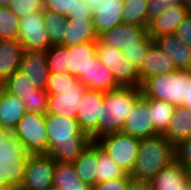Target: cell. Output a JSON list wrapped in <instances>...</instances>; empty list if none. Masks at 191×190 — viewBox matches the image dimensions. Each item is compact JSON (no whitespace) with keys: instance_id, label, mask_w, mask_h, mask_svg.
<instances>
[{"instance_id":"obj_48","label":"cell","mask_w":191,"mask_h":190,"mask_svg":"<svg viewBox=\"0 0 191 190\" xmlns=\"http://www.w3.org/2000/svg\"><path fill=\"white\" fill-rule=\"evenodd\" d=\"M89 6L90 8L93 10L94 8H96V6L103 0H84Z\"/></svg>"},{"instance_id":"obj_34","label":"cell","mask_w":191,"mask_h":190,"mask_svg":"<svg viewBox=\"0 0 191 190\" xmlns=\"http://www.w3.org/2000/svg\"><path fill=\"white\" fill-rule=\"evenodd\" d=\"M20 18L9 7L0 6V40L18 39Z\"/></svg>"},{"instance_id":"obj_10","label":"cell","mask_w":191,"mask_h":190,"mask_svg":"<svg viewBox=\"0 0 191 190\" xmlns=\"http://www.w3.org/2000/svg\"><path fill=\"white\" fill-rule=\"evenodd\" d=\"M56 162L48 154H29L21 190H48L53 186Z\"/></svg>"},{"instance_id":"obj_26","label":"cell","mask_w":191,"mask_h":190,"mask_svg":"<svg viewBox=\"0 0 191 190\" xmlns=\"http://www.w3.org/2000/svg\"><path fill=\"white\" fill-rule=\"evenodd\" d=\"M163 135L175 146L191 136V110L176 106L172 120Z\"/></svg>"},{"instance_id":"obj_6","label":"cell","mask_w":191,"mask_h":190,"mask_svg":"<svg viewBox=\"0 0 191 190\" xmlns=\"http://www.w3.org/2000/svg\"><path fill=\"white\" fill-rule=\"evenodd\" d=\"M96 53L101 64L111 70L117 84L120 87L140 88L139 68L126 59L122 51L110 44L96 40Z\"/></svg>"},{"instance_id":"obj_20","label":"cell","mask_w":191,"mask_h":190,"mask_svg":"<svg viewBox=\"0 0 191 190\" xmlns=\"http://www.w3.org/2000/svg\"><path fill=\"white\" fill-rule=\"evenodd\" d=\"M176 70L173 60L153 43L147 52L143 65L139 68L140 88L148 78Z\"/></svg>"},{"instance_id":"obj_2","label":"cell","mask_w":191,"mask_h":190,"mask_svg":"<svg viewBox=\"0 0 191 190\" xmlns=\"http://www.w3.org/2000/svg\"><path fill=\"white\" fill-rule=\"evenodd\" d=\"M175 159V145L163 134L140 139L138 156L129 175L135 180L151 181Z\"/></svg>"},{"instance_id":"obj_29","label":"cell","mask_w":191,"mask_h":190,"mask_svg":"<svg viewBox=\"0 0 191 190\" xmlns=\"http://www.w3.org/2000/svg\"><path fill=\"white\" fill-rule=\"evenodd\" d=\"M2 88L8 93L19 97L23 102L24 98L38 96V89L20 69L9 76L2 84Z\"/></svg>"},{"instance_id":"obj_42","label":"cell","mask_w":191,"mask_h":190,"mask_svg":"<svg viewBox=\"0 0 191 190\" xmlns=\"http://www.w3.org/2000/svg\"><path fill=\"white\" fill-rule=\"evenodd\" d=\"M181 0H149L147 4L148 10V27L150 22L158 17L166 7L181 3Z\"/></svg>"},{"instance_id":"obj_50","label":"cell","mask_w":191,"mask_h":190,"mask_svg":"<svg viewBox=\"0 0 191 190\" xmlns=\"http://www.w3.org/2000/svg\"><path fill=\"white\" fill-rule=\"evenodd\" d=\"M183 5L187 8L189 12H191V0H181Z\"/></svg>"},{"instance_id":"obj_24","label":"cell","mask_w":191,"mask_h":190,"mask_svg":"<svg viewBox=\"0 0 191 190\" xmlns=\"http://www.w3.org/2000/svg\"><path fill=\"white\" fill-rule=\"evenodd\" d=\"M190 178V172L176 159L150 181L152 190H178Z\"/></svg>"},{"instance_id":"obj_33","label":"cell","mask_w":191,"mask_h":190,"mask_svg":"<svg viewBox=\"0 0 191 190\" xmlns=\"http://www.w3.org/2000/svg\"><path fill=\"white\" fill-rule=\"evenodd\" d=\"M44 26L50 37L52 45H59L63 41L66 17L63 14L43 10Z\"/></svg>"},{"instance_id":"obj_49","label":"cell","mask_w":191,"mask_h":190,"mask_svg":"<svg viewBox=\"0 0 191 190\" xmlns=\"http://www.w3.org/2000/svg\"><path fill=\"white\" fill-rule=\"evenodd\" d=\"M178 190H191V177Z\"/></svg>"},{"instance_id":"obj_23","label":"cell","mask_w":191,"mask_h":190,"mask_svg":"<svg viewBox=\"0 0 191 190\" xmlns=\"http://www.w3.org/2000/svg\"><path fill=\"white\" fill-rule=\"evenodd\" d=\"M27 112L24 102L17 96L0 89V126L12 132Z\"/></svg>"},{"instance_id":"obj_4","label":"cell","mask_w":191,"mask_h":190,"mask_svg":"<svg viewBox=\"0 0 191 190\" xmlns=\"http://www.w3.org/2000/svg\"><path fill=\"white\" fill-rule=\"evenodd\" d=\"M191 70H176L148 78L142 85V94L150 99L164 100L182 106L189 95Z\"/></svg>"},{"instance_id":"obj_3","label":"cell","mask_w":191,"mask_h":190,"mask_svg":"<svg viewBox=\"0 0 191 190\" xmlns=\"http://www.w3.org/2000/svg\"><path fill=\"white\" fill-rule=\"evenodd\" d=\"M141 95V88L136 87H118L106 91L104 111L97 126V139L111 133L122 132L124 122Z\"/></svg>"},{"instance_id":"obj_38","label":"cell","mask_w":191,"mask_h":190,"mask_svg":"<svg viewBox=\"0 0 191 190\" xmlns=\"http://www.w3.org/2000/svg\"><path fill=\"white\" fill-rule=\"evenodd\" d=\"M49 73H67L66 71V47L52 45L46 51Z\"/></svg>"},{"instance_id":"obj_47","label":"cell","mask_w":191,"mask_h":190,"mask_svg":"<svg viewBox=\"0 0 191 190\" xmlns=\"http://www.w3.org/2000/svg\"><path fill=\"white\" fill-rule=\"evenodd\" d=\"M11 132L6 129L3 128L2 126H0V143L6 138V136H8Z\"/></svg>"},{"instance_id":"obj_13","label":"cell","mask_w":191,"mask_h":190,"mask_svg":"<svg viewBox=\"0 0 191 190\" xmlns=\"http://www.w3.org/2000/svg\"><path fill=\"white\" fill-rule=\"evenodd\" d=\"M122 132L137 139L159 134L154 127L150 114L149 98L142 94L136 100L133 111L124 122Z\"/></svg>"},{"instance_id":"obj_9","label":"cell","mask_w":191,"mask_h":190,"mask_svg":"<svg viewBox=\"0 0 191 190\" xmlns=\"http://www.w3.org/2000/svg\"><path fill=\"white\" fill-rule=\"evenodd\" d=\"M98 62L96 41L66 47V71L76 77L87 89L92 88V72Z\"/></svg>"},{"instance_id":"obj_11","label":"cell","mask_w":191,"mask_h":190,"mask_svg":"<svg viewBox=\"0 0 191 190\" xmlns=\"http://www.w3.org/2000/svg\"><path fill=\"white\" fill-rule=\"evenodd\" d=\"M18 40L25 51H47L51 40L44 26L43 11H35L20 19Z\"/></svg>"},{"instance_id":"obj_39","label":"cell","mask_w":191,"mask_h":190,"mask_svg":"<svg viewBox=\"0 0 191 190\" xmlns=\"http://www.w3.org/2000/svg\"><path fill=\"white\" fill-rule=\"evenodd\" d=\"M9 8L18 18H24L35 11H43V0H13Z\"/></svg>"},{"instance_id":"obj_12","label":"cell","mask_w":191,"mask_h":190,"mask_svg":"<svg viewBox=\"0 0 191 190\" xmlns=\"http://www.w3.org/2000/svg\"><path fill=\"white\" fill-rule=\"evenodd\" d=\"M104 94L87 89L80 100L76 120L81 131L90 136L92 141L97 140V126L104 111Z\"/></svg>"},{"instance_id":"obj_37","label":"cell","mask_w":191,"mask_h":190,"mask_svg":"<svg viewBox=\"0 0 191 190\" xmlns=\"http://www.w3.org/2000/svg\"><path fill=\"white\" fill-rule=\"evenodd\" d=\"M79 80L70 73H49L45 91L49 95L59 94V90L76 88Z\"/></svg>"},{"instance_id":"obj_53","label":"cell","mask_w":191,"mask_h":190,"mask_svg":"<svg viewBox=\"0 0 191 190\" xmlns=\"http://www.w3.org/2000/svg\"><path fill=\"white\" fill-rule=\"evenodd\" d=\"M48 190H59V189L54 186H51Z\"/></svg>"},{"instance_id":"obj_36","label":"cell","mask_w":191,"mask_h":190,"mask_svg":"<svg viewBox=\"0 0 191 190\" xmlns=\"http://www.w3.org/2000/svg\"><path fill=\"white\" fill-rule=\"evenodd\" d=\"M154 43V39L147 33L137 45L125 48L122 51L123 56L134 63L138 68L143 65L150 46Z\"/></svg>"},{"instance_id":"obj_15","label":"cell","mask_w":191,"mask_h":190,"mask_svg":"<svg viewBox=\"0 0 191 190\" xmlns=\"http://www.w3.org/2000/svg\"><path fill=\"white\" fill-rule=\"evenodd\" d=\"M86 90L87 87L80 82L76 88H66L59 90V94L49 95L47 113L76 118Z\"/></svg>"},{"instance_id":"obj_51","label":"cell","mask_w":191,"mask_h":190,"mask_svg":"<svg viewBox=\"0 0 191 190\" xmlns=\"http://www.w3.org/2000/svg\"><path fill=\"white\" fill-rule=\"evenodd\" d=\"M13 0H0V6L1 7H9L10 6V3L12 2Z\"/></svg>"},{"instance_id":"obj_30","label":"cell","mask_w":191,"mask_h":190,"mask_svg":"<svg viewBox=\"0 0 191 190\" xmlns=\"http://www.w3.org/2000/svg\"><path fill=\"white\" fill-rule=\"evenodd\" d=\"M97 163L96 183L121 179L128 174L112 160L99 144Z\"/></svg>"},{"instance_id":"obj_7","label":"cell","mask_w":191,"mask_h":190,"mask_svg":"<svg viewBox=\"0 0 191 190\" xmlns=\"http://www.w3.org/2000/svg\"><path fill=\"white\" fill-rule=\"evenodd\" d=\"M29 154H47L46 114L26 112L12 131Z\"/></svg>"},{"instance_id":"obj_40","label":"cell","mask_w":191,"mask_h":190,"mask_svg":"<svg viewBox=\"0 0 191 190\" xmlns=\"http://www.w3.org/2000/svg\"><path fill=\"white\" fill-rule=\"evenodd\" d=\"M49 94L45 89H38V96L24 98L27 112L46 114L48 109Z\"/></svg>"},{"instance_id":"obj_41","label":"cell","mask_w":191,"mask_h":190,"mask_svg":"<svg viewBox=\"0 0 191 190\" xmlns=\"http://www.w3.org/2000/svg\"><path fill=\"white\" fill-rule=\"evenodd\" d=\"M176 160L191 172V136L175 146Z\"/></svg>"},{"instance_id":"obj_21","label":"cell","mask_w":191,"mask_h":190,"mask_svg":"<svg viewBox=\"0 0 191 190\" xmlns=\"http://www.w3.org/2000/svg\"><path fill=\"white\" fill-rule=\"evenodd\" d=\"M97 39L92 18L66 19L63 41L59 45L70 47L83 42H93Z\"/></svg>"},{"instance_id":"obj_17","label":"cell","mask_w":191,"mask_h":190,"mask_svg":"<svg viewBox=\"0 0 191 190\" xmlns=\"http://www.w3.org/2000/svg\"><path fill=\"white\" fill-rule=\"evenodd\" d=\"M189 13L182 2L166 7L158 17L150 22L149 35L154 39L162 35L174 34Z\"/></svg>"},{"instance_id":"obj_35","label":"cell","mask_w":191,"mask_h":190,"mask_svg":"<svg viewBox=\"0 0 191 190\" xmlns=\"http://www.w3.org/2000/svg\"><path fill=\"white\" fill-rule=\"evenodd\" d=\"M120 87L111 70L100 61L94 65L92 72V88L90 90L106 92Z\"/></svg>"},{"instance_id":"obj_19","label":"cell","mask_w":191,"mask_h":190,"mask_svg":"<svg viewBox=\"0 0 191 190\" xmlns=\"http://www.w3.org/2000/svg\"><path fill=\"white\" fill-rule=\"evenodd\" d=\"M20 70L29 76L34 86L45 89L49 76L46 51H24Z\"/></svg>"},{"instance_id":"obj_52","label":"cell","mask_w":191,"mask_h":190,"mask_svg":"<svg viewBox=\"0 0 191 190\" xmlns=\"http://www.w3.org/2000/svg\"><path fill=\"white\" fill-rule=\"evenodd\" d=\"M19 188L11 186V187H2L0 186V190H18Z\"/></svg>"},{"instance_id":"obj_8","label":"cell","mask_w":191,"mask_h":190,"mask_svg":"<svg viewBox=\"0 0 191 190\" xmlns=\"http://www.w3.org/2000/svg\"><path fill=\"white\" fill-rule=\"evenodd\" d=\"M96 142L126 173L132 172L138 156L140 139L117 132L102 136Z\"/></svg>"},{"instance_id":"obj_46","label":"cell","mask_w":191,"mask_h":190,"mask_svg":"<svg viewBox=\"0 0 191 190\" xmlns=\"http://www.w3.org/2000/svg\"><path fill=\"white\" fill-rule=\"evenodd\" d=\"M182 106L189 109V110H191V79H189V95H188V99H185Z\"/></svg>"},{"instance_id":"obj_25","label":"cell","mask_w":191,"mask_h":190,"mask_svg":"<svg viewBox=\"0 0 191 190\" xmlns=\"http://www.w3.org/2000/svg\"><path fill=\"white\" fill-rule=\"evenodd\" d=\"M98 158V143L92 141L81 155L72 164L78 178L87 186L93 187L96 184Z\"/></svg>"},{"instance_id":"obj_44","label":"cell","mask_w":191,"mask_h":190,"mask_svg":"<svg viewBox=\"0 0 191 190\" xmlns=\"http://www.w3.org/2000/svg\"><path fill=\"white\" fill-rule=\"evenodd\" d=\"M181 41L187 45H191V12L184 18L183 22L174 32Z\"/></svg>"},{"instance_id":"obj_16","label":"cell","mask_w":191,"mask_h":190,"mask_svg":"<svg viewBox=\"0 0 191 190\" xmlns=\"http://www.w3.org/2000/svg\"><path fill=\"white\" fill-rule=\"evenodd\" d=\"M123 0H103L92 10L97 36L123 23Z\"/></svg>"},{"instance_id":"obj_1","label":"cell","mask_w":191,"mask_h":190,"mask_svg":"<svg viewBox=\"0 0 191 190\" xmlns=\"http://www.w3.org/2000/svg\"><path fill=\"white\" fill-rule=\"evenodd\" d=\"M48 155L55 162H73L92 142L76 118L46 113Z\"/></svg>"},{"instance_id":"obj_32","label":"cell","mask_w":191,"mask_h":190,"mask_svg":"<svg viewBox=\"0 0 191 190\" xmlns=\"http://www.w3.org/2000/svg\"><path fill=\"white\" fill-rule=\"evenodd\" d=\"M148 2L149 0H123V23L148 28Z\"/></svg>"},{"instance_id":"obj_28","label":"cell","mask_w":191,"mask_h":190,"mask_svg":"<svg viewBox=\"0 0 191 190\" xmlns=\"http://www.w3.org/2000/svg\"><path fill=\"white\" fill-rule=\"evenodd\" d=\"M53 186L59 190H91L77 176L72 162H56Z\"/></svg>"},{"instance_id":"obj_27","label":"cell","mask_w":191,"mask_h":190,"mask_svg":"<svg viewBox=\"0 0 191 190\" xmlns=\"http://www.w3.org/2000/svg\"><path fill=\"white\" fill-rule=\"evenodd\" d=\"M44 9L63 14L66 19L92 18V9L84 0H43Z\"/></svg>"},{"instance_id":"obj_22","label":"cell","mask_w":191,"mask_h":190,"mask_svg":"<svg viewBox=\"0 0 191 190\" xmlns=\"http://www.w3.org/2000/svg\"><path fill=\"white\" fill-rule=\"evenodd\" d=\"M24 48L18 39L0 40V85L20 69Z\"/></svg>"},{"instance_id":"obj_45","label":"cell","mask_w":191,"mask_h":190,"mask_svg":"<svg viewBox=\"0 0 191 190\" xmlns=\"http://www.w3.org/2000/svg\"><path fill=\"white\" fill-rule=\"evenodd\" d=\"M127 190H152L150 181H139L131 178Z\"/></svg>"},{"instance_id":"obj_43","label":"cell","mask_w":191,"mask_h":190,"mask_svg":"<svg viewBox=\"0 0 191 190\" xmlns=\"http://www.w3.org/2000/svg\"><path fill=\"white\" fill-rule=\"evenodd\" d=\"M131 176L127 174L124 178L108 180L102 183H96L92 190H127Z\"/></svg>"},{"instance_id":"obj_14","label":"cell","mask_w":191,"mask_h":190,"mask_svg":"<svg viewBox=\"0 0 191 190\" xmlns=\"http://www.w3.org/2000/svg\"><path fill=\"white\" fill-rule=\"evenodd\" d=\"M148 33V28L135 24L121 23L118 26L103 32L98 36L101 43L110 44L111 46L123 51L125 48L137 45Z\"/></svg>"},{"instance_id":"obj_5","label":"cell","mask_w":191,"mask_h":190,"mask_svg":"<svg viewBox=\"0 0 191 190\" xmlns=\"http://www.w3.org/2000/svg\"><path fill=\"white\" fill-rule=\"evenodd\" d=\"M29 153L22 142L11 132L0 143V186L20 188Z\"/></svg>"},{"instance_id":"obj_31","label":"cell","mask_w":191,"mask_h":190,"mask_svg":"<svg viewBox=\"0 0 191 190\" xmlns=\"http://www.w3.org/2000/svg\"><path fill=\"white\" fill-rule=\"evenodd\" d=\"M149 108L156 131L163 134L172 120L176 106L164 100L149 98Z\"/></svg>"},{"instance_id":"obj_18","label":"cell","mask_w":191,"mask_h":190,"mask_svg":"<svg viewBox=\"0 0 191 190\" xmlns=\"http://www.w3.org/2000/svg\"><path fill=\"white\" fill-rule=\"evenodd\" d=\"M154 43L173 60L177 70H191V45L185 44L174 34L154 38Z\"/></svg>"}]
</instances>
